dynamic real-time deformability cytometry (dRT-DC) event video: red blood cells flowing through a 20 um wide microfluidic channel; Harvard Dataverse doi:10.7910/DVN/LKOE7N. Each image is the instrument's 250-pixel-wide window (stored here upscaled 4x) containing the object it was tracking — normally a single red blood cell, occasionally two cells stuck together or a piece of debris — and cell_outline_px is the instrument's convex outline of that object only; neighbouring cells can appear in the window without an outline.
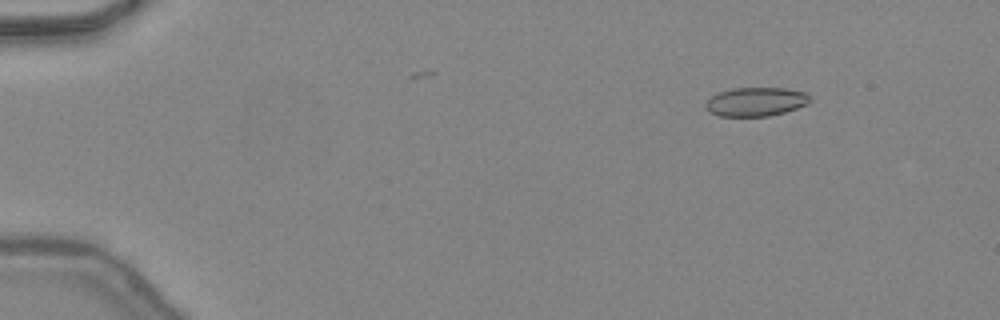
{"species": "common noctule bat (a hibernating species)", "species_latin": "Nyctalus noctula", "temperature_condition": "warm", "stored_images_in_passage": 47, "camera_frame_rate_fps": 3000, "um_per_image_px": 0.085, "animal": {"sex": "female", "body_mass_g": 24.6, "forearm_length_mm": 56.2}, "frame": {"image": 1, "passage_image": 6, "time_ms": 1.667, "image_size_px": [1000, 320], "cell_outline_px": [[808, 104], [784, 112], [768, 116], [720, 116], [708, 112], [704, 108], [704, 104], [712, 96], [720, 92], [732, 88], [784, 88], [808, 92]], "centroid_in_image_um": [64.22, 8.65], "position_along_channel_um": 20.8, "area_um2": 17.51}}
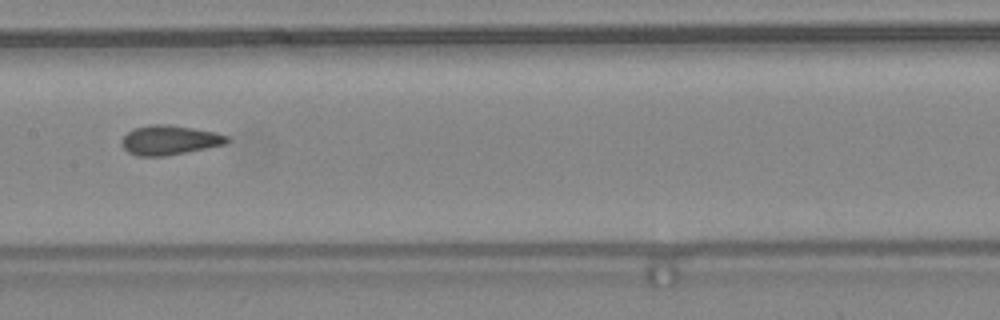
{"frame": {"image": 2, "passage_image": 25, "time_ms": 8.0, "image_size_px": [1000, 320], "cell_outline_px": [[232, 140], [228, 144], [208, 148], [164, 156], [136, 156], [128, 152], [120, 144], [120, 140], [128, 132], [136, 128], [152, 124], [168, 124], [216, 132], [228, 136]], "centroid_in_image_um": [14.44, 11.91], "position_along_channel_um": 193.0, "area_um2": 18.26}}
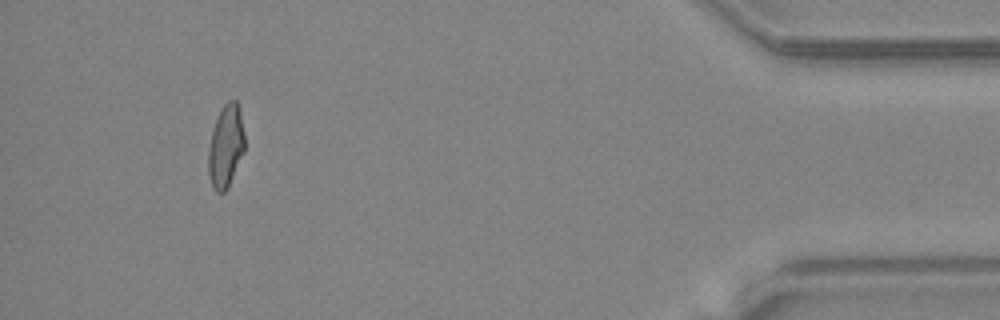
{"frame": {"image": 3, "passage_image": 44, "time_ms": 14.333, "image_size_px": [1000, 320], "cell_outline_px": [[244, 152], [228, 188], [224, 192], [216, 192], [212, 188], [208, 176], [208, 148], [212, 132], [220, 108], [228, 100], [236, 100], [240, 112], [244, 132]], "centroid_in_image_um": [19.18, 12.46], "position_along_channel_um": 416.0, "area_um2": 17.63}, "authors_computed_cell_mechanics": {"area_um2": 18.0914, "velocity_mm_per_s": 4.4717, "shape_relaxation_time_tau1_ms": 8.5263, "shape_relaxation_time_tau2_ms": 1.0204, "deformation_change_tau1": 0.1966, "deformation_change_tau2": 0.0826}}